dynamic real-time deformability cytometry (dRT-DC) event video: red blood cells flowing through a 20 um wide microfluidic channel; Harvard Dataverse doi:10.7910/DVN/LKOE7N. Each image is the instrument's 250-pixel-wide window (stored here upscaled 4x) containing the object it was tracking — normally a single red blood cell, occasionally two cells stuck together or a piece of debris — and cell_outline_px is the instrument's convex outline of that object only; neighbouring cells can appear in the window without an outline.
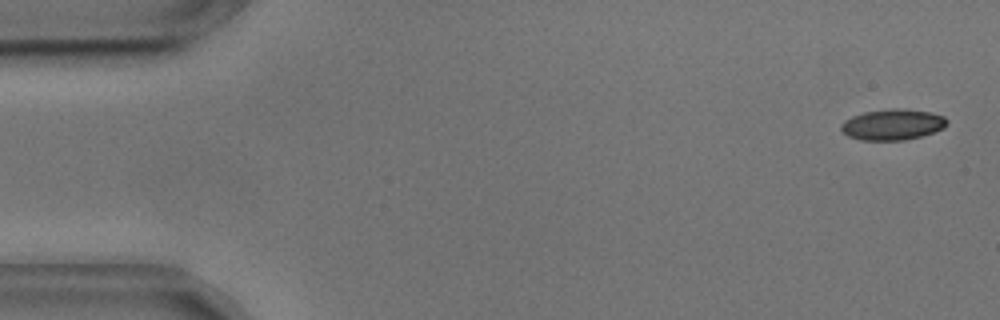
{"species": "common noctule bat (a hibernating species)", "species_latin": "Nyctalus noctula", "temperature_condition": "cold", "stored_images_in_passage": 52, "camera_frame_rate_fps": 3000, "um_per_image_px": 0.085, "animal": {"sex": "male", "body_mass_g": 17.9, "forearm_length_mm": 54.2}, "frame": {"image": 1, "passage_image": 1, "time_ms": 0.0, "image_size_px": [1000, 320], "cell_outline_px": [[948, 124], [944, 128], [920, 136], [904, 140], [860, 140], [848, 136], [840, 128], [840, 124], [844, 120], [852, 116], [864, 112], [892, 108], [904, 108], [928, 112], [944, 116], [948, 120]], "centroid_in_image_um": [75.86, 10.58], "position_along_channel_um": 9.1, "area_um2": 19.07}}
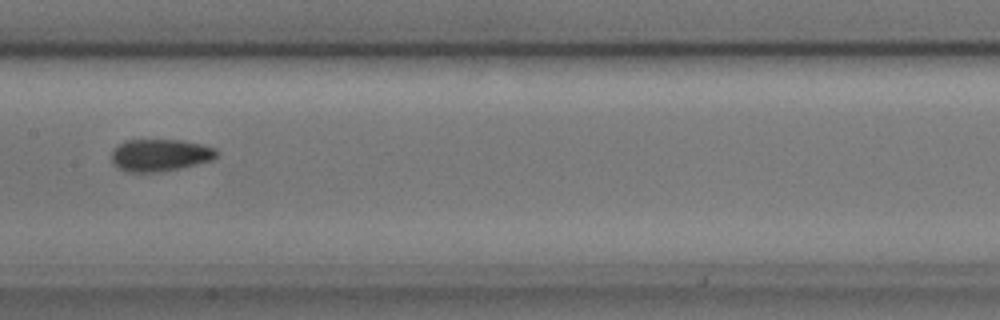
{"frame": {"image": 2, "passage_image": 26, "time_ms": 8.333, "image_size_px": [1000, 320], "cell_outline_px": [[220, 152], [212, 160], [180, 168], [160, 172], [128, 172], [112, 164], [112, 148], [124, 140], [180, 140], [204, 144], [216, 148]], "centroid_in_image_um": [13.61, 13.18], "position_along_channel_um": 193.8, "area_um2": 19.94}}
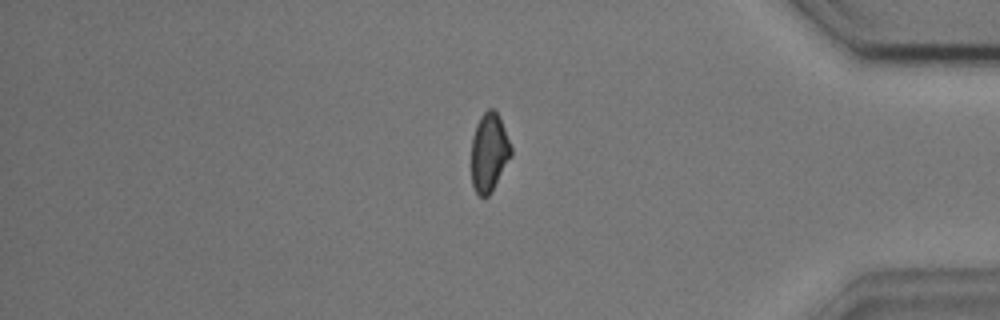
{"frame": {"image": 3, "passage_image": 45, "time_ms": 14.667, "image_size_px": [1000, 320], "cell_outline_px": [[512, 156], [492, 192], [484, 200], [476, 192], [472, 184], [472, 136], [476, 124], [480, 116], [488, 108], [492, 108], [500, 116], [512, 148]], "centroid_in_image_um": [41.59, 12.97], "position_along_channel_um": 393.6, "area_um2": 18.5}, "authors_computed_cell_mechanics": {"area_um2": 19.1029, "velocity_mm_per_s": 3.6236, "shape_relaxation_time_tau1_ms": 10.0217, "shape_relaxation_time_tau2_ms": 2.7283, "deformation_change_tau1": 0.158, "deformation_change_tau2": 0.081}}